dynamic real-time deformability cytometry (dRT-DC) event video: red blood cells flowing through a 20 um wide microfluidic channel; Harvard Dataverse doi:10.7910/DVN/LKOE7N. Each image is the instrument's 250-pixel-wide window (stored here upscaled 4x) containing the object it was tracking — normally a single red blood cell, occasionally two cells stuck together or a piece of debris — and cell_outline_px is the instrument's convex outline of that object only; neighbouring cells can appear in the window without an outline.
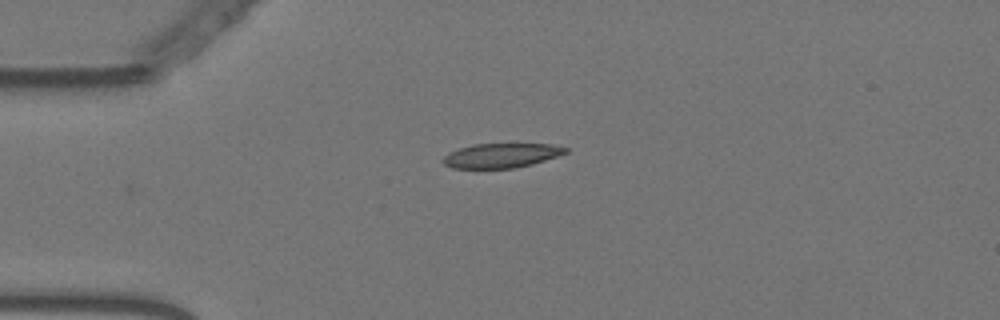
{"species": "Egyptian fruit bat (a non-hibernating species)", "species_latin": "Rousettus aegyptiacus", "temperature_condition": "warm", "stored_images_in_passage": 44, "camera_frame_rate_fps": 3000, "um_per_image_px": 0.085, "animal": {"sex": "female"}, "frame": {"image": 1, "passage_image": 1, "time_ms": 0.0, "image_size_px": [1000, 320], "cell_outline_px": [[568, 152], [532, 164], [516, 168], [452, 168], [444, 164], [440, 160], [448, 152], [472, 144], [552, 144], [568, 148]], "centroid_in_image_um": [42.57, 13.22], "position_along_channel_um": 42.4, "area_um2": 17.46}}
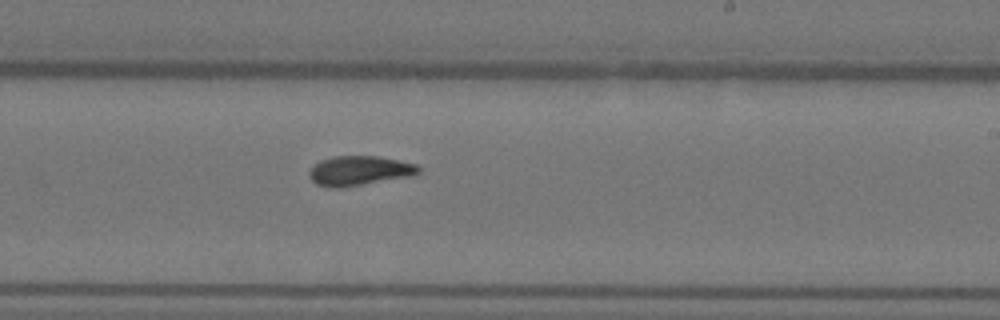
{"frame": {"image": 2, "passage_image": 21, "time_ms": 6.667, "image_size_px": [1000, 320], "cell_outline_px": [[420, 172], [408, 176], [340, 188], [328, 188], [316, 184], [308, 176], [308, 172], [320, 160], [332, 156], [376, 156], [416, 164], [420, 168]], "centroid_in_image_um": [30.48, 14.51], "position_along_channel_um": 258.5, "area_um2": 18.61}}
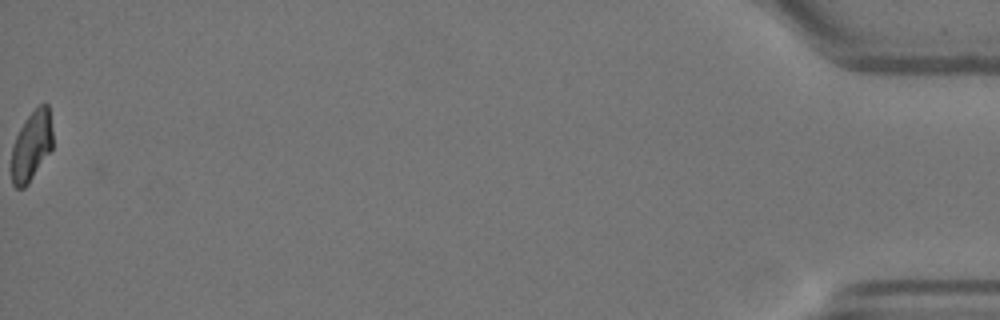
{"frame": {"image": 3, "passage_image": 44, "time_ms": 14.333, "image_size_px": [1000, 320], "cell_outline_px": [[52, 148], [28, 184], [24, 188], [16, 188], [12, 184], [12, 144], [20, 128], [28, 116], [40, 104], [48, 104], [52, 132]], "centroid_in_image_um": [2.67, 12.41], "position_along_channel_um": 432.5, "area_um2": 16.53}, "authors_computed_cell_mechanics": {"area_um2": 18.2648, "velocity_mm_per_s": 3.5837, "shape_relaxation_time_tau1_ms": 6.8207, "shape_relaxation_time_tau2_ms": 1.4904, "deformation_change_tau1": 0.1755, "deformation_change_tau2": 0.0779}}